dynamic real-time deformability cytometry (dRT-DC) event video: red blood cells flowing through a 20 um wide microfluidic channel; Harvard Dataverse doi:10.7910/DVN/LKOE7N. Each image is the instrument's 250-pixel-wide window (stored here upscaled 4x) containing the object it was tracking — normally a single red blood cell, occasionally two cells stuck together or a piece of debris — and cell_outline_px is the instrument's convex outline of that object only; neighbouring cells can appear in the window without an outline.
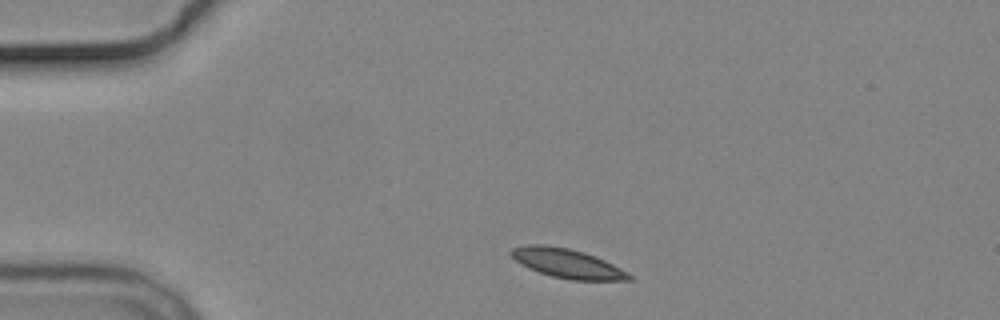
{"species": "common noctule bat (a hibernating species)", "species_latin": "Nyctalus noctula", "temperature_condition": "cold", "stored_images_in_passage": 4, "camera_frame_rate_fps": 3000, "um_per_image_px": 0.085, "animal": {"sex": "male", "body_mass_g": 19.2, "forearm_length_mm": 51.8}, "frame": {"image": 1, "passage_image": 1, "time_ms": 0.0, "image_size_px": [1000, 320], "cell_outline_px": [[632, 280], [572, 280], [552, 276], [528, 268], [520, 264], [508, 252], [512, 248], [528, 244], [544, 244], [568, 248], [584, 252], [604, 260], [628, 272], [632, 276]], "centroid_in_image_um": [48.19, 22.38], "position_along_channel_um": 36.8, "area_um2": 20.0}}
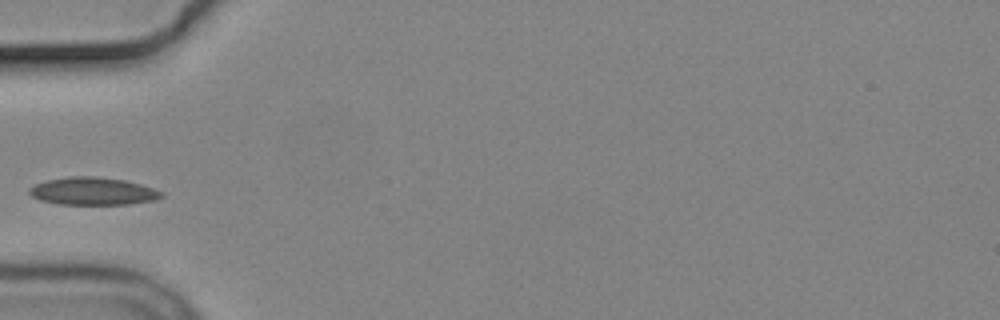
{"frame": {"image": 2, "passage_image": 3, "time_ms": 2.333, "image_size_px": [1000, 320], "cell_outline_px": [[164, 196], [156, 200], [128, 204], [60, 204], [40, 200], [32, 196], [28, 192], [28, 188], [36, 184], [48, 180], [68, 176], [96, 176], [124, 180], [140, 184], [164, 192]], "centroid_in_image_um": [7.91, 16.25], "position_along_channel_um": 77.1, "area_um2": 21.27}}
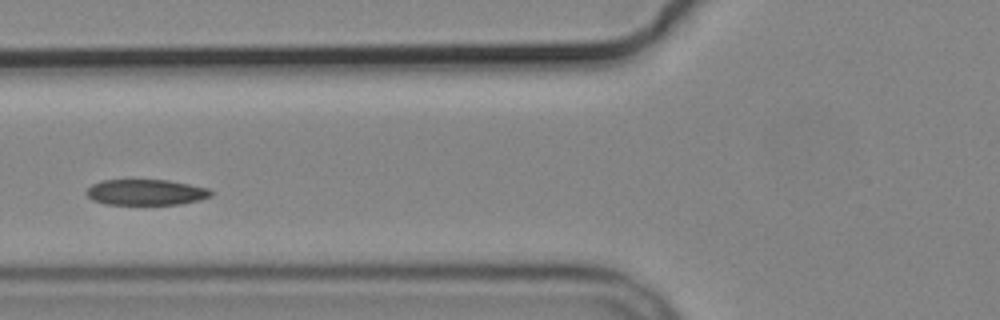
{"frame": {"image": 3, "passage_image": 4, "time_ms": 3.333, "image_size_px": [1000, 320], "cell_outline_px": [[212, 196], [200, 200], [180, 204], [104, 204], [92, 200], [84, 192], [92, 184], [100, 180], [168, 180], [208, 188], [212, 192]], "centroid_in_image_um": [12.38, 16.34], "position_along_channel_um": 113.4, "area_um2": 18.73}}